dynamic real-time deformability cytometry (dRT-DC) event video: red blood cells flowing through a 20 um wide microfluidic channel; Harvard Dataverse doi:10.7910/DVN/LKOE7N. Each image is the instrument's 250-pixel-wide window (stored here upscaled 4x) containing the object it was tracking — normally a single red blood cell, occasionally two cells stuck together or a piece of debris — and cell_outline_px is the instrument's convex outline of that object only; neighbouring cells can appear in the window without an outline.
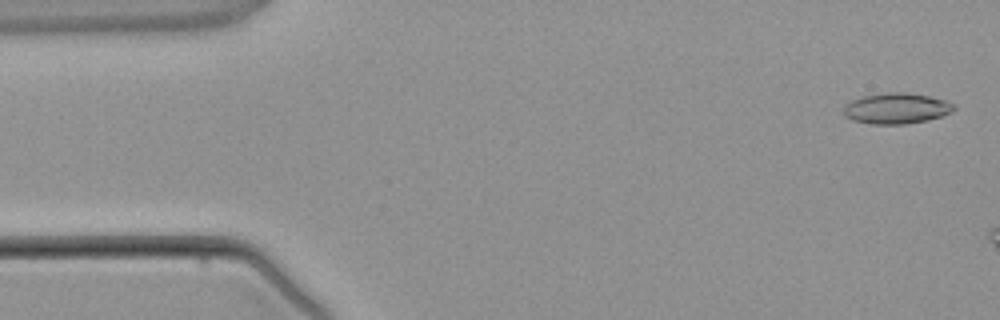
{"species": "common noctule bat (a hibernating species)", "species_latin": "Nyctalus noctula", "temperature_condition": "warm", "stored_images_in_passage": 3, "camera_frame_rate_fps": 3000, "um_per_image_px": 0.085, "animal": {"sex": "male", "body_mass_g": 21.5, "forearm_length_mm": 52.0}, "frame": {"image": 1, "passage_image": 1, "time_ms": 0.0, "image_size_px": [1000, 320], "cell_outline_px": [[956, 108], [952, 112], [944, 116], [928, 120], [904, 124], [872, 124], [852, 120], [844, 116], [844, 104], [852, 100], [864, 96], [892, 92], [904, 92], [928, 96], [944, 100], [956, 104]], "centroid_in_image_um": [76.22, 9.22], "position_along_channel_um": 8.8, "area_um2": 19.83}}